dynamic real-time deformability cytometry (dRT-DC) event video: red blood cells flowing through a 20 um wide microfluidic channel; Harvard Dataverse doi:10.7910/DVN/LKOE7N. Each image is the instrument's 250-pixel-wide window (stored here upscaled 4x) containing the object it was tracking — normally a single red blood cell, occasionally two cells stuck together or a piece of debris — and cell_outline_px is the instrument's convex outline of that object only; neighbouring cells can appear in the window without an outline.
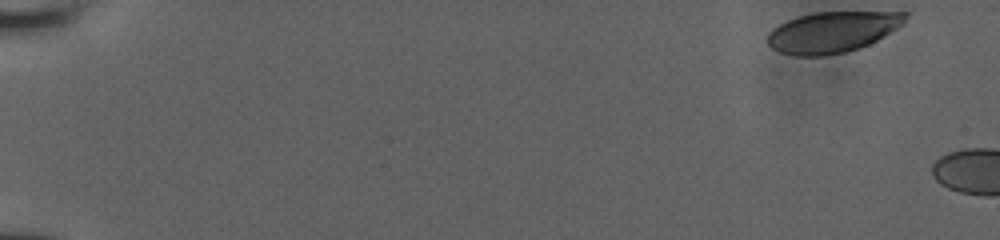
{"species": "human", "species_latin": "Homo sapiens", "temperature_condition": "room temperature", "stored_images_in_passage": 6, "camera_frame_rate_fps": 3000, "um_per_image_px": 0.085, "donor": {"sex": "male"}, "frame": {"image": 1, "passage_image": 1, "time_ms": 0.0, "image_size_px": [1000, 240], "cell_outline_px": [[908, 16], [904, 24], [876, 40], [860, 48], [844, 52], [820, 56], [796, 56], [780, 52], [772, 48], [768, 44], [768, 32], [772, 28], [796, 16], [816, 12], [908, 12]], "centroid_in_image_um": [70.75, 2.71], "position_along_channel_um": 14.3, "area_um2": 32.77}}